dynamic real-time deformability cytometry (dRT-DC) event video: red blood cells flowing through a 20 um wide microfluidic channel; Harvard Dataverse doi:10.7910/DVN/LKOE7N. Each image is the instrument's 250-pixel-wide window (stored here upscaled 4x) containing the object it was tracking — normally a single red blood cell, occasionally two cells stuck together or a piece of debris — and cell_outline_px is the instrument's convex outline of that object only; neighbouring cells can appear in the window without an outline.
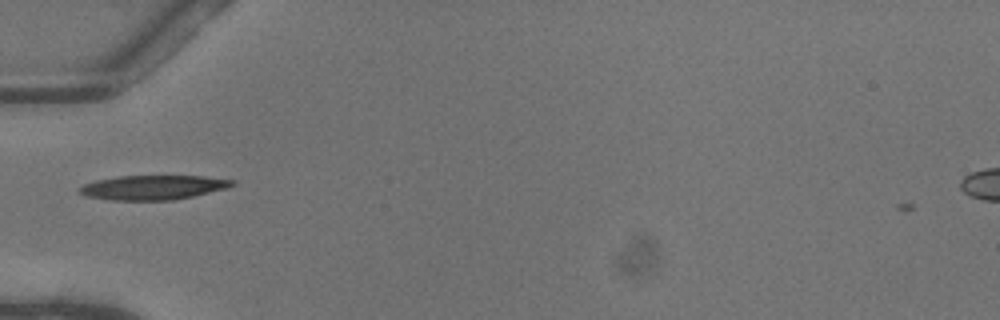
{"species": "common noctule bat (a hibernating species)", "species_latin": "Nyctalus noctula", "temperature_condition": "warm", "stored_images_in_passage": 34, "camera_frame_rate_fps": 3000, "um_per_image_px": 0.085, "animal": {"sex": "female"}, "frame": {"image": 1, "passage_image": 1, "time_ms": 0.0, "image_size_px": [1000, 320], "cell_outline_px": [[236, 184], [228, 188], [192, 196], [172, 200], [108, 200], [88, 196], [80, 192], [76, 188], [84, 184], [96, 180], [120, 176], [200, 176], [236, 180]], "centroid_in_image_um": [13.02, 15.93], "position_along_channel_um": 72.0, "area_um2": 21.68}}
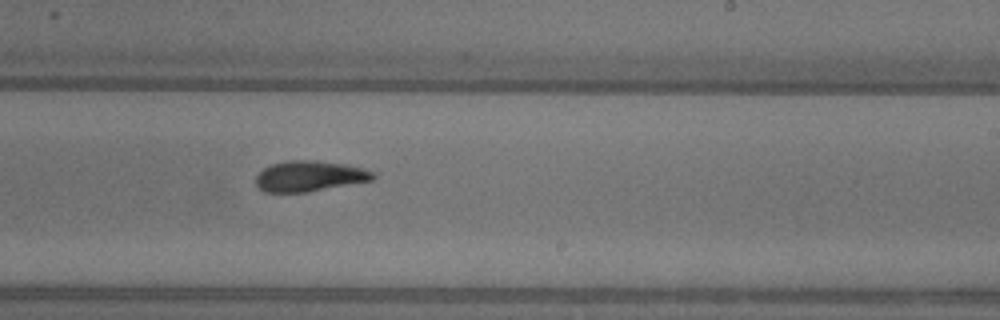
{"frame": {"image": 2, "passage_image": 15, "time_ms": 4.667, "image_size_px": [1000, 320], "cell_outline_px": [[376, 176], [372, 180], [308, 192], [264, 192], [256, 184], [256, 176], [264, 168], [272, 164], [288, 160], [312, 160], [344, 164], [364, 168], [376, 172]], "centroid_in_image_um": [26.33, 14.97], "position_along_channel_um": 262.7, "area_um2": 20.87}}
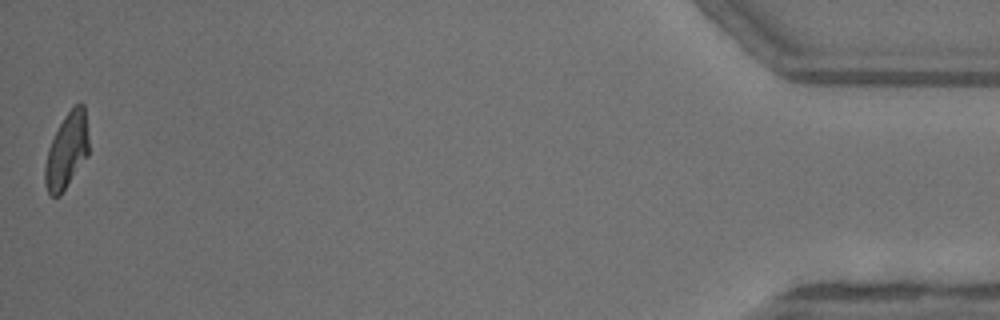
{"frame": {"image": 3, "passage_image": 34, "time_ms": 11.0, "image_size_px": [1000, 320], "cell_outline_px": [[88, 156], [60, 196], [52, 196], [48, 192], [44, 184], [44, 168], [48, 148], [64, 116], [76, 104], [84, 104], [88, 136]], "centroid_in_image_um": [5.67, 12.85], "position_along_channel_um": 429.5, "area_um2": 19.13}, "authors_computed_cell_mechanics": {"area_um2": 20.8947, "velocity_mm_per_s": 4.0846, "shape_relaxation_time_tau1_ms": 5.6586, "shape_relaxation_time_tau2_ms": 2.61, "deformation_change_tau1": 0.2058, "deformation_change_tau2": 0.1006}}